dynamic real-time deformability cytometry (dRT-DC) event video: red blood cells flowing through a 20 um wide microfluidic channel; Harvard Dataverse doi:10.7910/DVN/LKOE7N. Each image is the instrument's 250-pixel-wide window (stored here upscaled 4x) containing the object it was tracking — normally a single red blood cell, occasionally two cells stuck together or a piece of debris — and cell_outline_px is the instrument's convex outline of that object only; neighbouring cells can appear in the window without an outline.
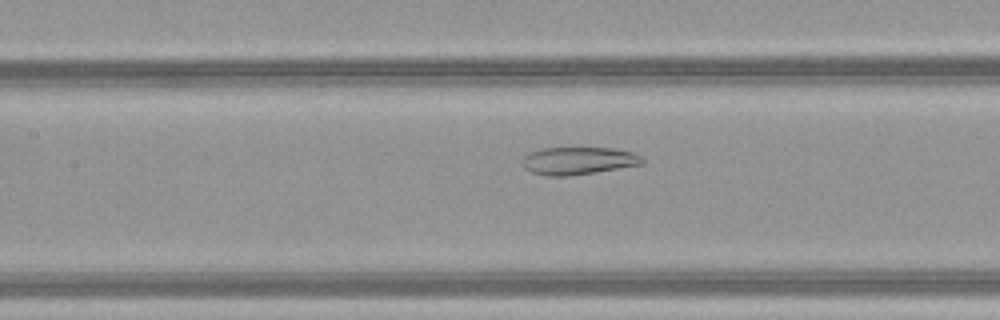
{"species": "common noctule bat (a hibernating species)", "species_latin": "Nyctalus noctula", "temperature_condition": "warm", "stored_images_in_passage": 51, "camera_frame_rate_fps": 3000, "um_per_image_px": 0.085, "animal": {"sex": "female", "body_mass_g": 21.9}, "frame": {"image": 1, "passage_image": 25, "time_ms": 8.0, "image_size_px": [1000, 320], "cell_outline_px": [[644, 164], [568, 176], [544, 176], [532, 172], [524, 168], [524, 156], [528, 152], [544, 148], [612, 148], [632, 152], [640, 156], [644, 160]], "centroid_in_image_um": [49.14, 13.66], "position_along_channel_um": 158.3, "area_um2": 19.13}}
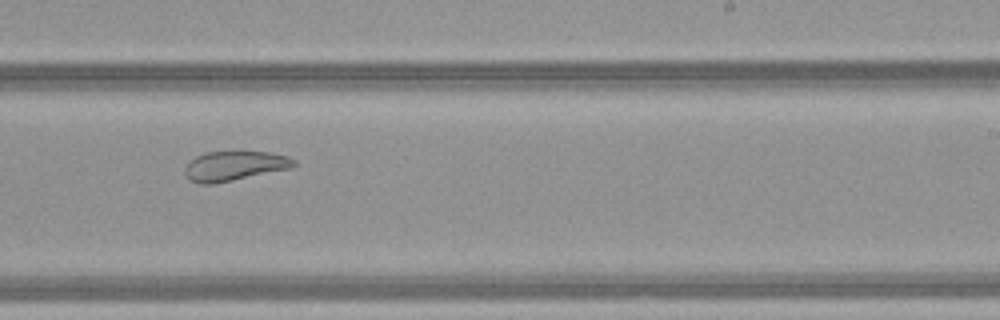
{"frame": {"image": 2, "passage_image": 33, "time_ms": 10.667, "image_size_px": [1000, 320], "cell_outline_px": [[296, 164], [292, 168], [216, 184], [200, 184], [192, 180], [184, 172], [184, 168], [196, 156], [208, 152], [272, 152], [288, 156], [296, 160]], "centroid_in_image_um": [19.98, 14.11], "position_along_channel_um": 269.0, "area_um2": 18.79}}
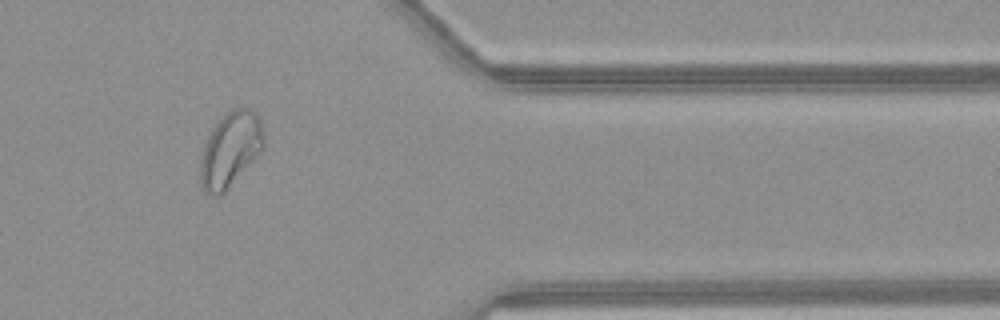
{"frame": {"image": 3, "passage_image": 43, "time_ms": 14.0, "image_size_px": [1000, 320], "cell_outline_px": [[264, 148], [224, 192], [220, 196], [212, 196], [204, 192], [200, 184], [200, 156], [204, 144], [212, 128], [232, 108], [252, 108], [256, 112], [260, 120], [264, 136]], "centroid_in_image_um": [19.56, 12.72], "position_along_channel_um": 391.8, "area_um2": 27.63}, "authors_computed_cell_mechanics": {"area_um2": 29.0734, "velocity_mm_per_s": 4.1699, "shape_relaxation_time_tau1_ms": null, "shape_relaxation_time_tau2_ms": 1.7151, "deformation_change_tau1": null, "deformation_change_tau2": 0.0827}}